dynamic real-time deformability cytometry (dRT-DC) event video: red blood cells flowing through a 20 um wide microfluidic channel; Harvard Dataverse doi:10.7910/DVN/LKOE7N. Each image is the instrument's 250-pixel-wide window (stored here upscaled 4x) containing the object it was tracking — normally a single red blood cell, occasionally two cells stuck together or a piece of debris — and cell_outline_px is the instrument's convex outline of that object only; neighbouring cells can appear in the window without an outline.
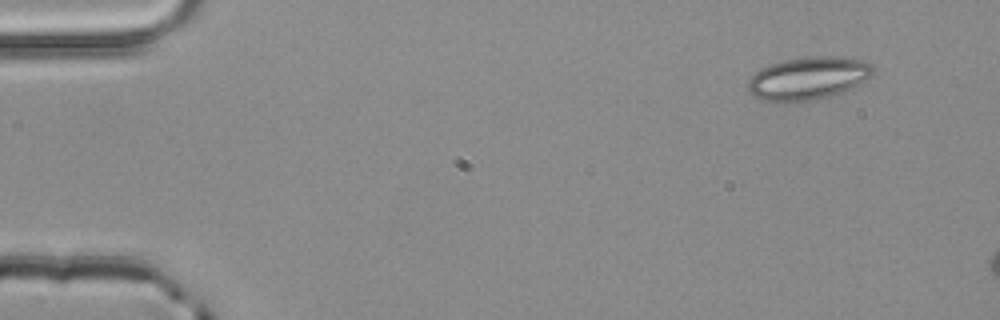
{"species": "common noctule bat (a hibernating species)", "species_latin": "Nyctalus noctula", "temperature_condition": "room temperature", "stored_images_in_passage": 4, "camera_frame_rate_fps": 3000, "um_per_image_px": 0.085, "animal": {"sex": "male", "body_mass_g": 20.4}, "frame": {"image": 1, "passage_image": 1, "time_ms": 0.0, "image_size_px": [1000, 320], "cell_outline_px": [[876, 68], [872, 76], [840, 92], [816, 100], [788, 104], [776, 104], [760, 100], [752, 96], [748, 92], [748, 80], [760, 68], [784, 60], [804, 56], [836, 56], [860, 60], [872, 64]], "centroid_in_image_um": [68.62, 6.68], "position_along_channel_um": 16.4, "area_um2": 31.79}}